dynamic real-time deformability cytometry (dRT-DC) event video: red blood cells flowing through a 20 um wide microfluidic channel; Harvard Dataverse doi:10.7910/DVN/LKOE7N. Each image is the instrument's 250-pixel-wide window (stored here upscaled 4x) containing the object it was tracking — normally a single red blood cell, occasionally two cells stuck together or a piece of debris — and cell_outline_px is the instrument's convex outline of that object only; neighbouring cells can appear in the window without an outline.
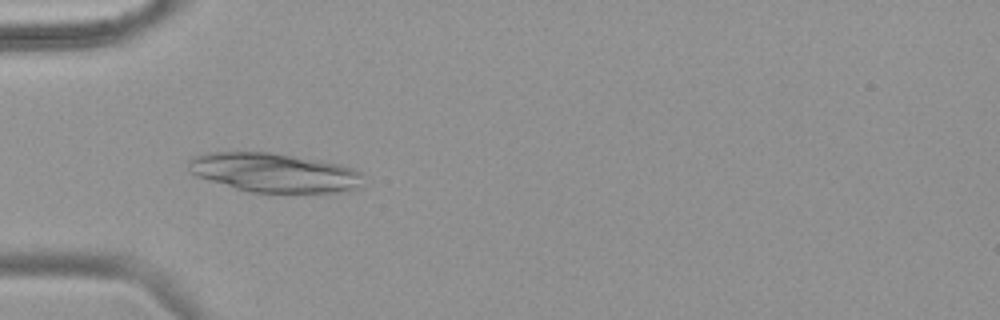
{"species": "common noctule bat (a hibernating species)", "species_latin": "Nyctalus noctula", "temperature_condition": "warm", "stored_images_in_passage": 53, "camera_frame_rate_fps": 3000, "um_per_image_px": 0.085, "animal": {"sex": "female", "body_mass_g": 18.4}, "frame": {"image": 1, "passage_image": 17, "time_ms": 5.333, "image_size_px": [1000, 320], "cell_outline_px": [[364, 188], [348, 192], [252, 192], [236, 188], [208, 180], [196, 176], [188, 168], [188, 160], [192, 156], [204, 152], [268, 152], [340, 164], [352, 168], [360, 172]], "centroid_in_image_um": [23.32, 14.68], "position_along_channel_um": 61.7, "area_um2": 39.88}}
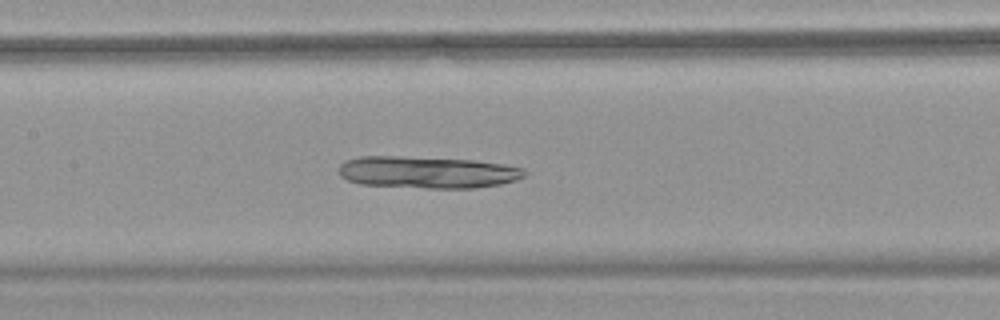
{"frame": {"image": 2, "passage_image": 26, "time_ms": 8.333, "image_size_px": [1000, 320], "cell_outline_px": [[528, 172], [524, 176], [516, 180], [500, 184], [476, 188], [428, 188], [360, 184], [348, 180], [340, 176], [340, 164], [348, 160], [360, 156], [400, 156], [476, 160], [504, 164], [524, 168]], "centroid_in_image_um": [36.37, 14.64], "position_along_channel_um": 171.0, "area_um2": 34.68}}
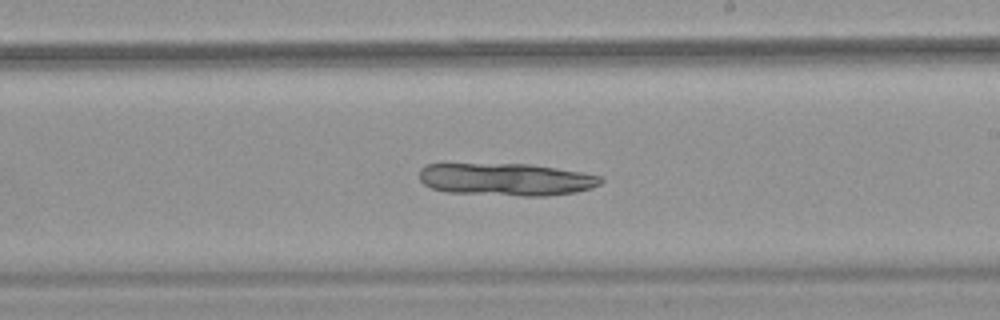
{"frame": {"image": 3, "passage_image": 32, "time_ms": 10.333, "image_size_px": [1000, 320], "cell_outline_px": [[604, 180], [600, 184], [592, 188], [576, 192], [544, 196], [520, 196], [444, 192], [432, 188], [424, 184], [420, 180], [420, 168], [424, 164], [528, 164], [584, 172], [600, 176]], "centroid_in_image_um": [43.03, 15.25], "position_along_channel_um": 246.0, "area_um2": 34.56}}